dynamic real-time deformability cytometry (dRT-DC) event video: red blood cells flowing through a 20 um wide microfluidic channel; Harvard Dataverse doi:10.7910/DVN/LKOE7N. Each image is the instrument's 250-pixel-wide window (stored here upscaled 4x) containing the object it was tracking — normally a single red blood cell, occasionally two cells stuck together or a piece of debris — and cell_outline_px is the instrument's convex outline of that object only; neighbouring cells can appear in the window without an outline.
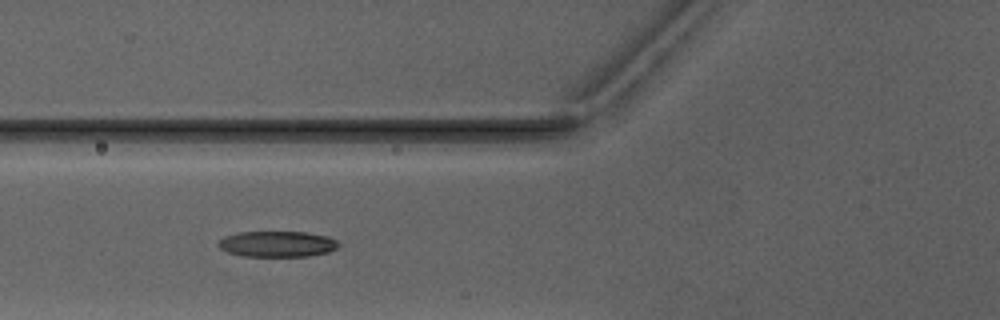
{"species": "Egyptian fruit bat (a non-hibernating species)", "species_latin": "Rousettus aegyptiacus", "temperature_condition": "warm", "stored_images_in_passage": 5, "camera_frame_rate_fps": 3000, "um_per_image_px": 0.085, "animal": {"sex": "male"}, "frame": {"image": 1, "passage_image": 3, "time_ms": 3.333, "image_size_px": [1000, 320], "cell_outline_px": [[340, 244], [336, 248], [328, 252], [308, 256], [240, 256], [228, 252], [220, 248], [216, 244], [224, 236], [240, 232], [304, 232], [328, 236], [336, 240]], "centroid_in_image_um": [23.55, 20.74], "position_along_channel_um": 102.2, "area_um2": 18.09}}
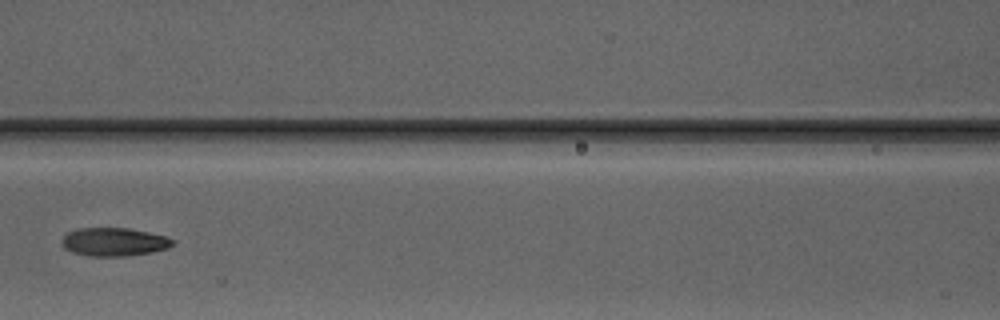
{"frame": {"image": 2, "passage_image": 4, "time_ms": 4.667, "image_size_px": [1000, 320], "cell_outline_px": [[176, 240], [168, 248], [152, 252], [124, 256], [88, 256], [72, 252], [64, 248], [60, 240], [68, 232], [80, 228], [128, 228], [148, 232], [164, 236]], "centroid_in_image_um": [9.67, 20.56], "position_along_channel_um": 156.9, "area_um2": 18.26}}
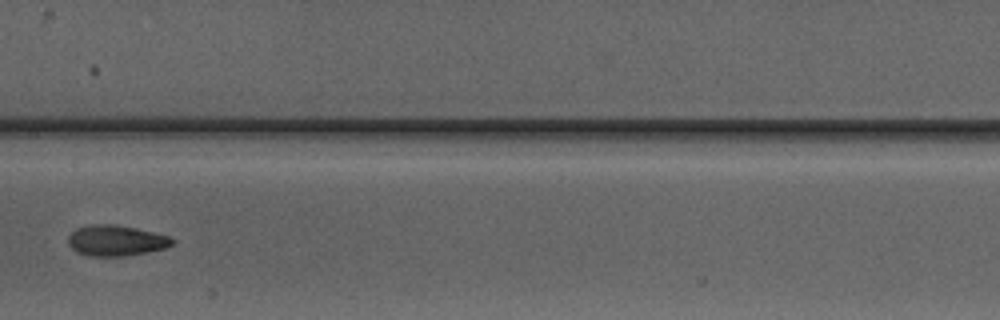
{"frame": {"image": 3, "passage_image": 5, "time_ms": 5.667, "image_size_px": [1000, 320], "cell_outline_px": [[176, 240], [172, 244], [164, 248], [148, 252], [128, 256], [88, 256], [76, 252], [68, 244], [68, 236], [76, 228], [96, 224], [112, 224], [136, 228], [168, 236]], "centroid_in_image_um": [9.84, 20.46], "position_along_channel_um": 197.6, "area_um2": 18.61}}